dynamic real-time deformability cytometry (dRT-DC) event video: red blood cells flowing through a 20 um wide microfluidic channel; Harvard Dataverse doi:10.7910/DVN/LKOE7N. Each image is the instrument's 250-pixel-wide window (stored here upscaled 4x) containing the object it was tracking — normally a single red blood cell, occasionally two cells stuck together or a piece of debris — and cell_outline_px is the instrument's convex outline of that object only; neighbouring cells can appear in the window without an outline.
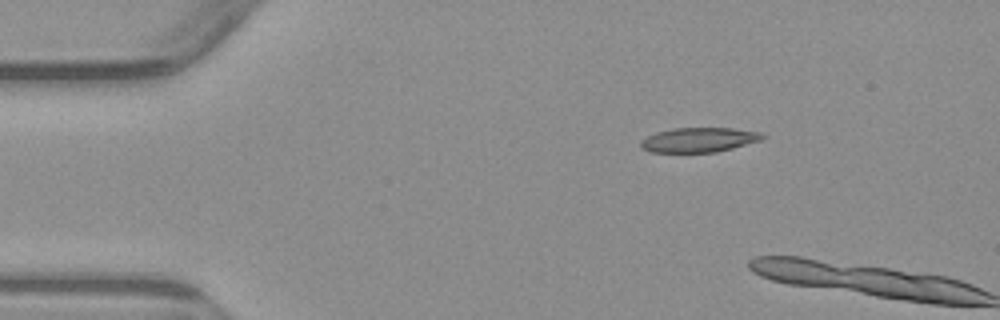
{"species": "common noctule bat (a hibernating species)", "species_latin": "Nyctalus noctula", "temperature_condition": "warm", "stored_images_in_passage": 2, "camera_frame_rate_fps": 3000, "um_per_image_px": 0.085, "animal": {"sex": "male", "body_mass_g": 23.1, "forearm_length_mm": 52.7}, "frame": {"image": 1, "passage_image": 1, "time_ms": 0.0, "image_size_px": [1000, 320], "cell_outline_px": [[768, 136], [760, 140], [732, 148], [716, 152], [652, 152], [640, 148], [640, 140], [656, 132], [672, 128], [732, 128], [760, 132]], "centroid_in_image_um": [59.39, 11.88], "position_along_channel_um": 25.6, "area_um2": 17.46}}